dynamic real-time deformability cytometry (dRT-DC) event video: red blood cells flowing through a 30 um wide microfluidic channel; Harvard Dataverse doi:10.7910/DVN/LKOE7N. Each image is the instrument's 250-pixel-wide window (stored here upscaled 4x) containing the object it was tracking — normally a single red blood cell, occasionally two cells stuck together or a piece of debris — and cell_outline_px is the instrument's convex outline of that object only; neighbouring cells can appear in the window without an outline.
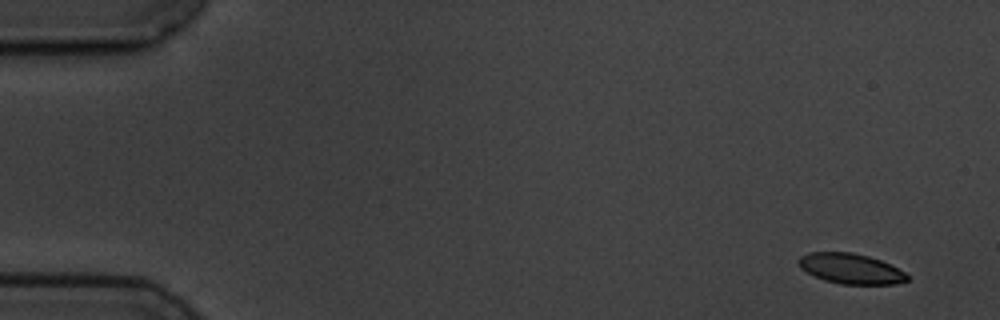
{"species": "common noctule bat (a hibernating species)", "species_latin": "Nyctalus noctula", "temperature_condition": "cold", "stored_images_in_passage": 6, "camera_frame_rate_fps": 3000, "um_per_image_px": 0.085, "animal": {"sex": "male", "body_mass_g": 19.5, "forearm_length_mm": 54.6}, "frame": {"image": 1, "passage_image": 1, "time_ms": 0.0, "image_size_px": [1000, 320], "cell_outline_px": [[908, 280], [896, 284], [840, 284], [824, 280], [800, 268], [796, 260], [800, 256], [808, 252], [852, 252], [868, 256], [880, 260], [904, 272], [908, 276]], "centroid_in_image_um": [72.27, 22.83], "position_along_channel_um": 12.7, "area_um2": 19.07}}
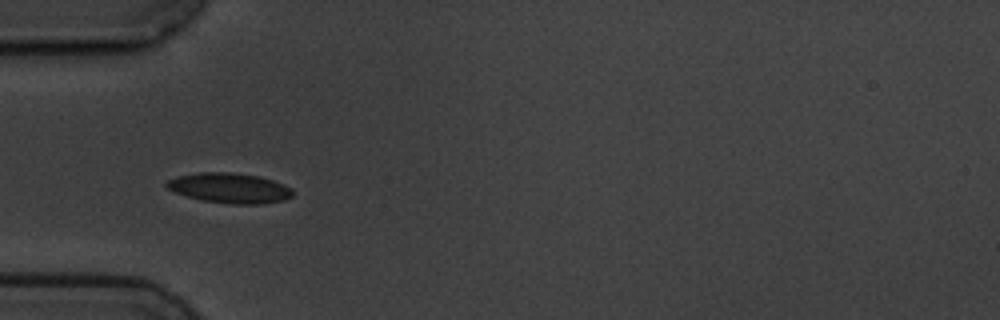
{"frame": {"image": 2, "passage_image": 5, "time_ms": 5.0, "image_size_px": [1000, 320], "cell_outline_px": [[292, 196], [284, 200], [264, 204], [232, 204], [204, 200], [188, 196], [176, 192], [168, 188], [164, 184], [168, 180], [176, 176], [200, 172], [228, 172], [256, 176], [272, 180], [284, 184], [292, 188]], "centroid_in_image_um": [19.53, 15.98], "position_along_channel_um": 65.5, "area_um2": 21.91}}
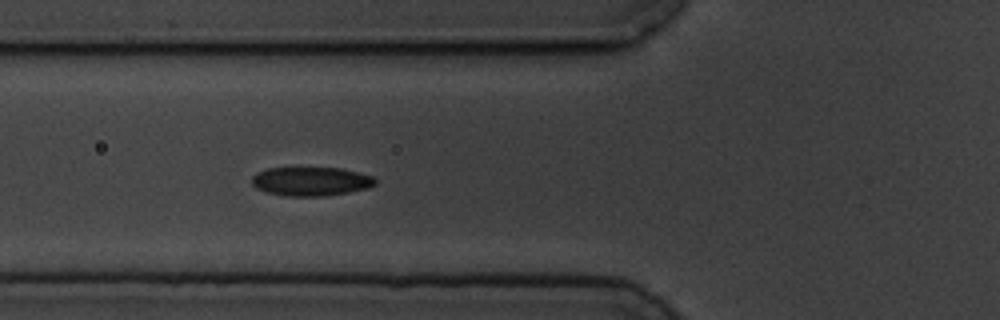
{"frame": {"image": 3, "passage_image": 6, "time_ms": 6.0, "image_size_px": [1000, 320], "cell_outline_px": [[376, 184], [368, 188], [348, 192], [324, 196], [284, 196], [268, 192], [256, 188], [252, 184], [252, 176], [256, 172], [268, 168], [340, 168], [372, 176], [376, 180]], "centroid_in_image_um": [26.41, 15.42], "position_along_channel_um": 99.4, "area_um2": 20.69}}